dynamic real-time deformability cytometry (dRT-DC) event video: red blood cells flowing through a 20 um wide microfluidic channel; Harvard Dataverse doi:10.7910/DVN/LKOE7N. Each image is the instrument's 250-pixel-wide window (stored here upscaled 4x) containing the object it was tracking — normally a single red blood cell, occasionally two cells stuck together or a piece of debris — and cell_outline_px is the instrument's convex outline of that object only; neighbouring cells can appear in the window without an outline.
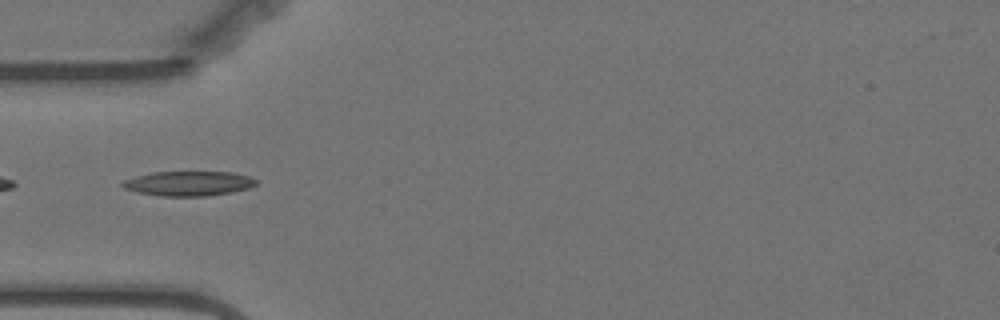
{"species": "Egyptian fruit bat (a non-hibernating species)", "species_latin": "Rousettus aegyptiacus", "temperature_condition": "warm", "stored_images_in_passage": 42, "camera_frame_rate_fps": 3000, "um_per_image_px": 0.085, "animal": {"sex": "female"}, "frame": {"image": 1, "passage_image": 2, "time_ms": 0.333, "image_size_px": [1000, 320], "cell_outline_px": [[256, 184], [248, 188], [232, 192], [208, 196], [160, 196], [136, 192], [124, 188], [120, 184], [124, 180], [136, 176], [152, 172], [232, 172], [248, 176], [256, 180]], "centroid_in_image_um": [16.0, 15.6], "position_along_channel_um": 69.0, "area_um2": 19.19}}
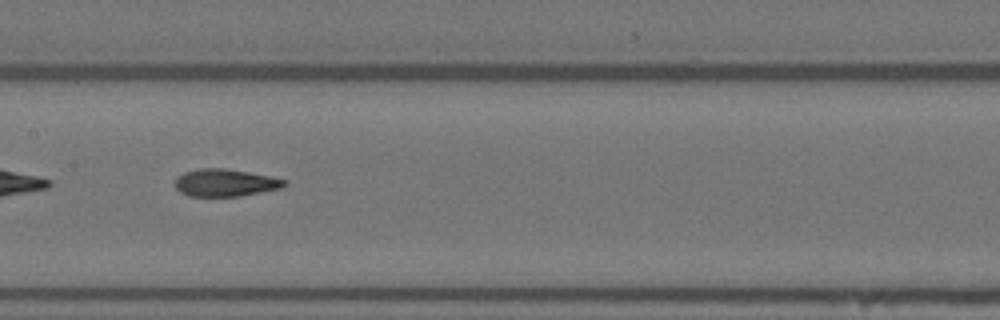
{"frame": {"image": 2, "passage_image": 12, "time_ms": 3.667, "image_size_px": [1000, 320], "cell_outline_px": [[288, 184], [280, 188], [240, 196], [188, 196], [180, 192], [176, 188], [176, 176], [184, 172], [200, 168], [224, 168], [248, 172], [268, 176], [284, 180]], "centroid_in_image_um": [19.1, 15.53], "position_along_channel_um": 188.3, "area_um2": 17.28}}
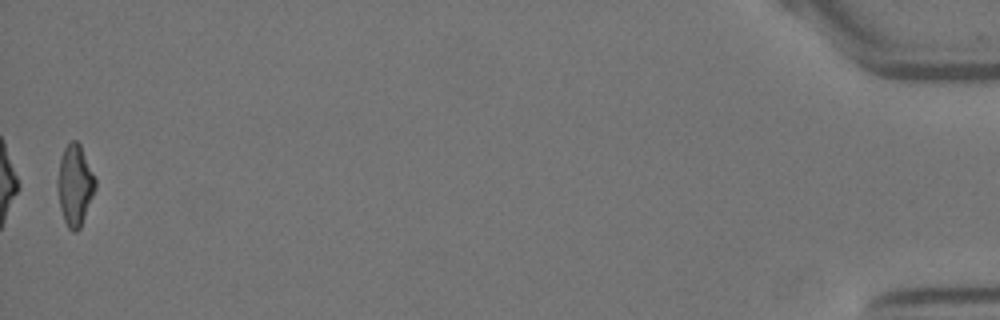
{"frame": {"image": 3, "passage_image": 41, "time_ms": 13.333, "image_size_px": [1000, 320], "cell_outline_px": [[96, 188], [80, 228], [76, 232], [72, 232], [68, 228], [64, 220], [60, 208], [56, 188], [56, 180], [60, 160], [64, 148], [72, 140], [76, 140], [80, 144], [96, 180]], "centroid_in_image_um": [6.35, 15.76], "position_along_channel_um": 428.9, "area_um2": 17.86}, "authors_computed_cell_mechanics": {"area_um2": 17.6868, "velocity_mm_per_s": 3.5288, "shape_relaxation_time_tau1_ms": 8.6453, "shape_relaxation_time_tau2_ms": 2.8422, "deformation_change_tau1": 0.2456, "deformation_change_tau2": 0.1184}}